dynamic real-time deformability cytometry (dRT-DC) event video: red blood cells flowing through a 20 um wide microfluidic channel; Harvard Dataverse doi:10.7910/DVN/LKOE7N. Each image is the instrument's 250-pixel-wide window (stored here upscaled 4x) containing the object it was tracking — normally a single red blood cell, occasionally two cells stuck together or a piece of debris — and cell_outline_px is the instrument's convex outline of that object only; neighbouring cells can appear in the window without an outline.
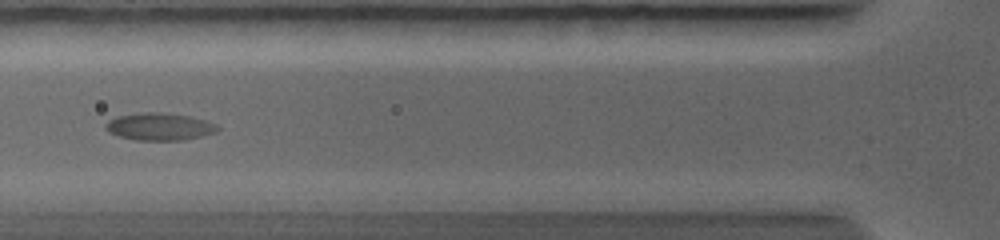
{"species": "common noctule bat (a hibernating species)", "species_latin": "Nyctalus noctula", "temperature_condition": "warm", "stored_images_in_passage": 16, "segment_of_instrument_passage": [1, 2], "camera_frame_rate_fps": 5000, "um_per_image_px": 0.085, "animal": {"sex": "female", "body_mass_g": 19.0, "forearm_length_mm": 56.7}, "frame": {"image": 1, "passage_image": 5, "time_ms": 3.4, "image_size_px": [1000, 240], "cell_outline_px": [[220, 128], [216, 132], [184, 140], [136, 140], [120, 136], [108, 132], [104, 128], [104, 124], [108, 120], [116, 116], [144, 112], [156, 112], [188, 116], [204, 120], [216, 124]], "centroid_in_image_um": [13.51, 10.76], "position_along_channel_um": 112.3, "area_um2": 17.74}}
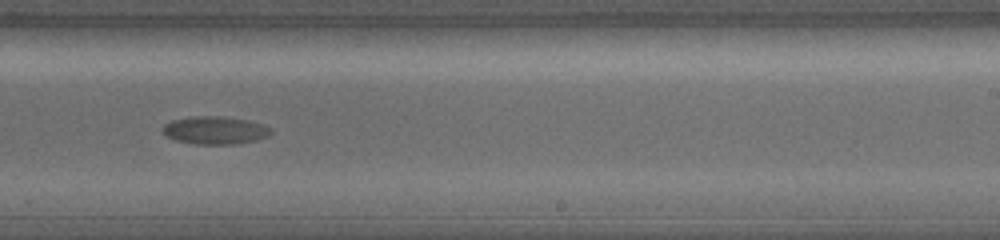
{"frame": {"image": 2, "passage_image": 9, "time_ms": 7.0, "image_size_px": [1000, 240], "cell_outline_px": [[272, 132], [268, 136], [256, 140], [236, 144], [196, 144], [176, 140], [164, 136], [164, 124], [172, 120], [192, 116], [224, 116], [248, 120], [264, 124], [272, 128]], "centroid_in_image_um": [18.31, 11.07], "position_along_channel_um": 270.7, "area_um2": 17.69}}
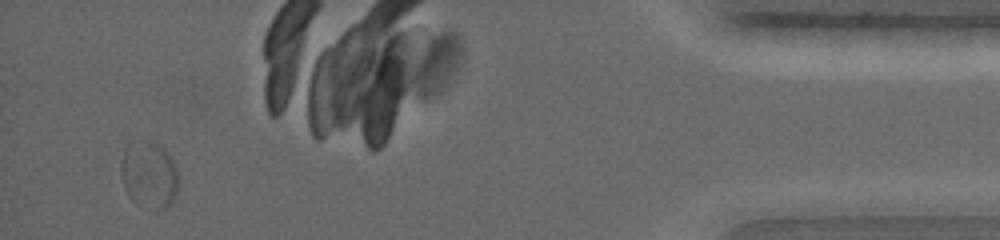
{"frame": {"image": 3, "passage_image": 15, "time_ms": 12.6, "image_size_px": [1000, 240], "cell_outline_px": [[176, 192], [172, 200], [164, 208], [156, 212], [136, 204], [132, 200], [124, 188], [120, 172], [120, 160], [124, 148], [128, 144], [136, 140], [152, 140], [160, 144], [172, 156], [176, 164]], "centroid_in_image_um": [12.63, 14.82], "position_along_channel_um": 422.6, "area_um2": 23.0}}